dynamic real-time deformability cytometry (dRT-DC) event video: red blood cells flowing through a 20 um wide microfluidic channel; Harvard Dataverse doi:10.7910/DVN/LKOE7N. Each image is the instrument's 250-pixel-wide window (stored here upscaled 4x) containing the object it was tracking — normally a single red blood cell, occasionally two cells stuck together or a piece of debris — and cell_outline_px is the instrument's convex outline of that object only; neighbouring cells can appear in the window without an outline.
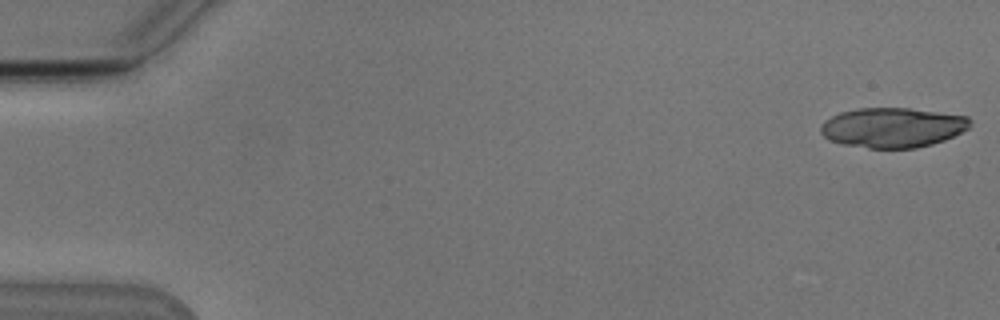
{"species": "Egyptian fruit bat (a non-hibernating species)", "species_latin": "Rousettus aegyptiacus", "temperature_condition": "cold", "stored_images_in_passage": 11, "camera_frame_rate_fps": 3000, "um_per_image_px": 0.085, "animal": {"sex": "male"}, "frame": {"image": 1, "passage_image": 1, "time_ms": 0.0, "image_size_px": [1000, 320], "cell_outline_px": [[972, 124], [968, 128], [944, 140], [932, 144], [916, 148], [868, 148], [844, 144], [828, 140], [820, 132], [820, 128], [824, 120], [840, 112], [860, 108], [908, 108], [968, 116], [972, 120]], "centroid_in_image_um": [75.86, 10.84], "position_along_channel_um": 9.1, "area_um2": 34.68}}